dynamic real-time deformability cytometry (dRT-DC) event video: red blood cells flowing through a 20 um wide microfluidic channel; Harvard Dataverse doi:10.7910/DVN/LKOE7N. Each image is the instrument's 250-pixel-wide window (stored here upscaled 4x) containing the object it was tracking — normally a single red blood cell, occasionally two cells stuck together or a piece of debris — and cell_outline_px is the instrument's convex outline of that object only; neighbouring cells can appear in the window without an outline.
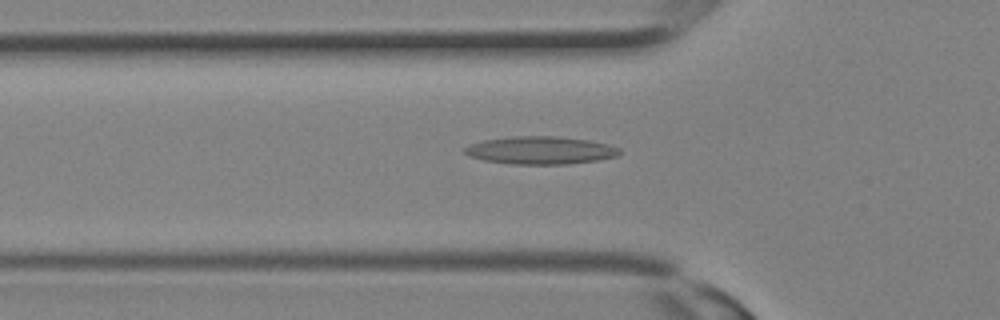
{"species": "Egyptian fruit bat (a non-hibernating species)", "species_latin": "Rousettus aegyptiacus", "temperature_condition": "room temperature", "stored_images_in_passage": 32, "camera_frame_rate_fps": 3000, "um_per_image_px": 0.085, "animal": {"sex": "female"}, "frame": {"image": 1, "passage_image": 11, "time_ms": 3.333, "image_size_px": [1000, 320], "cell_outline_px": [[620, 152], [616, 156], [600, 160], [568, 164], [512, 164], [484, 160], [468, 156], [464, 152], [464, 148], [472, 144], [484, 140], [512, 136], [556, 136], [588, 140], [608, 144], [620, 148]], "centroid_in_image_um": [45.95, 12.78], "position_along_channel_um": 79.8, "area_um2": 25.03}}
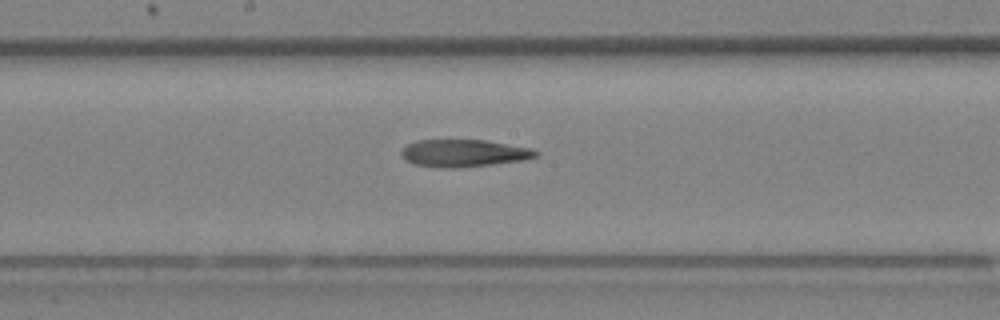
{"frame": {"image": 2, "passage_image": 17, "time_ms": 5.333, "image_size_px": [1000, 320], "cell_outline_px": [[540, 152], [536, 156], [524, 160], [492, 164], [452, 168], [448, 168], [416, 164], [404, 160], [400, 156], [400, 152], [408, 144], [416, 140], [484, 140], [532, 148]], "centroid_in_image_um": [39.42, 13.01], "position_along_channel_um": 208.8, "area_um2": 21.27}}
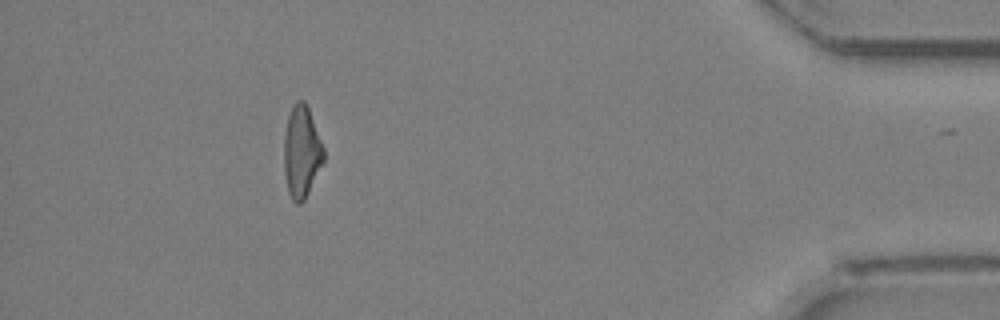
{"frame": {"image": 3, "passage_image": 29, "time_ms": 9.333, "image_size_px": [1000, 320], "cell_outline_px": [[324, 160], [304, 200], [300, 204], [296, 204], [292, 200], [288, 192], [284, 172], [284, 136], [288, 116], [292, 104], [296, 100], [304, 100], [308, 108], [324, 148]], "centroid_in_image_um": [25.62, 12.9], "position_along_channel_um": 409.6, "area_um2": 21.15}}